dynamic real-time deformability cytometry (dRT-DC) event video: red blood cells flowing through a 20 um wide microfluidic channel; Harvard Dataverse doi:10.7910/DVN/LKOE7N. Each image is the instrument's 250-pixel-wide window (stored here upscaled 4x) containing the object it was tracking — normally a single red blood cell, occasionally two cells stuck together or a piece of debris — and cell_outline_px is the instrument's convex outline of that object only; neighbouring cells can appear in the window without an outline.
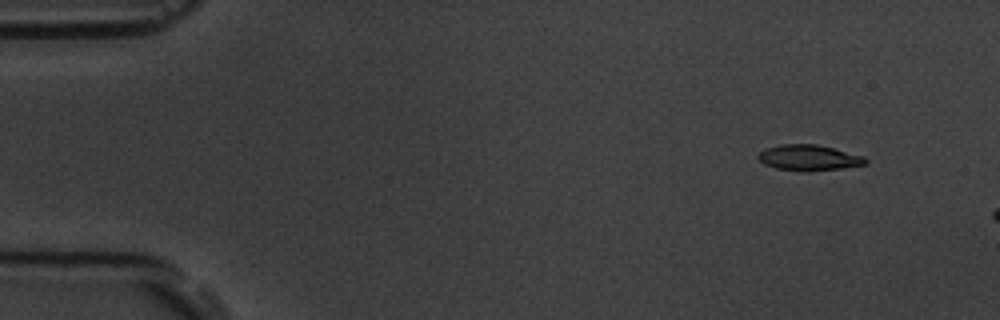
{"species": "common noctule bat (a hibernating species)", "species_latin": "Nyctalus noctula", "temperature_condition": "room temperature", "stored_images_in_passage": 3, "camera_frame_rate_fps": 3000, "um_per_image_px": 0.085, "animal": {"sex": "male", "body_mass_g": 19.5, "forearm_length_mm": 54.6}, "frame": {"image": 1, "passage_image": 1, "time_ms": 0.0, "image_size_px": [1000, 320], "cell_outline_px": [[868, 164], [840, 168], [808, 172], [804, 172], [776, 168], [764, 164], [756, 156], [760, 152], [768, 148], [780, 144], [816, 144], [864, 156], [868, 160]], "centroid_in_image_um": [68.76, 13.41], "position_along_channel_um": 16.2, "area_um2": 16.07}}